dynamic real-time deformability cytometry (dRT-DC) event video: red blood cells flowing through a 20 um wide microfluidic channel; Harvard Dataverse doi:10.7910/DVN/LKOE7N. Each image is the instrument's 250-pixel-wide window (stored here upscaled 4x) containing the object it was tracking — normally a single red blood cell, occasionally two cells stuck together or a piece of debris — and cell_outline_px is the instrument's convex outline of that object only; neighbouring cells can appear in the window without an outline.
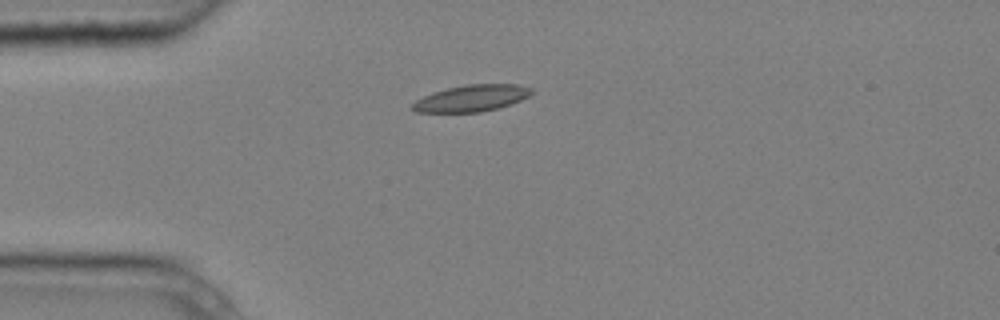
{"species": "common noctule bat (a hibernating species)", "species_latin": "Nyctalus noctula", "temperature_condition": "cold", "stored_images_in_passage": 5, "camera_frame_rate_fps": 3000, "um_per_image_px": 0.085, "animal": {"sex": "male", "body_mass_g": 20.4}, "frame": {"image": 1, "passage_image": 5, "time_ms": 1.333, "image_size_px": [1000, 320], "cell_outline_px": [[536, 92], [512, 104], [480, 112], [416, 112], [408, 108], [416, 100], [432, 92], [448, 88], [468, 84], [520, 84], [532, 88]], "centroid_in_image_um": [40.09, 8.34], "position_along_channel_um": 44.9, "area_um2": 18.55}}